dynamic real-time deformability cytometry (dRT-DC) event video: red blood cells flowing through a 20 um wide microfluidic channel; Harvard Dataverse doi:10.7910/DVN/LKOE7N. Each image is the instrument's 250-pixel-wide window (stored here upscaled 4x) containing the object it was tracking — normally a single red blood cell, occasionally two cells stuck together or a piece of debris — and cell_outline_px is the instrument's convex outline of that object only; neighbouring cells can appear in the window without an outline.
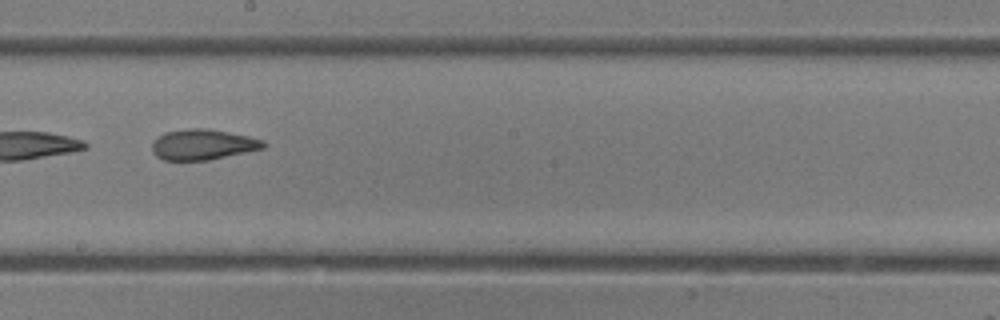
{"species": "common noctule bat (a hibernating species)", "species_latin": "Nyctalus noctula", "temperature_condition": "room temperature", "stored_images_in_passage": 38, "camera_frame_rate_fps": 3000, "um_per_image_px": 0.085, "animal": {"sex": "female"}, "frame": {"image": 1, "passage_image": 22, "time_ms": 7.0, "image_size_px": [1000, 320], "cell_outline_px": [[268, 144], [264, 148], [208, 160], [164, 160], [156, 156], [152, 152], [152, 144], [164, 132], [188, 128], [208, 128], [248, 136], [264, 140]], "centroid_in_image_um": [17.25, 12.28], "position_along_channel_um": 230.9, "area_um2": 19.77}}
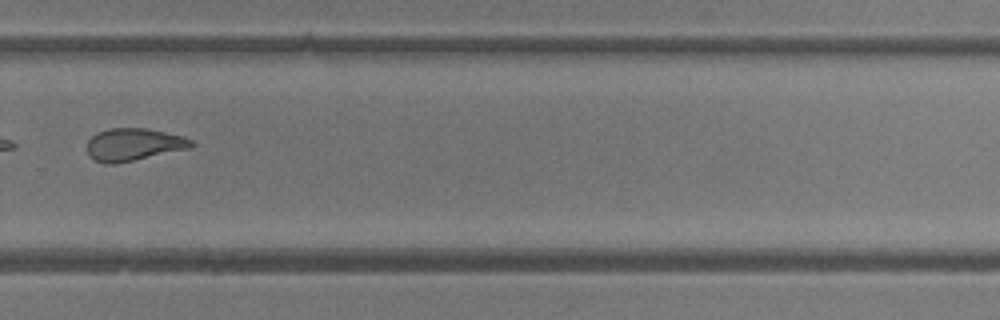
{"frame": {"image": 2, "passage_image": 27, "time_ms": 8.667, "image_size_px": [1000, 320], "cell_outline_px": [[196, 144], [188, 148], [116, 164], [108, 164], [96, 160], [88, 156], [88, 140], [92, 136], [108, 128], [144, 128], [184, 136], [192, 140]], "centroid_in_image_um": [11.35, 12.28], "position_along_channel_um": 318.4, "area_um2": 19.48}}